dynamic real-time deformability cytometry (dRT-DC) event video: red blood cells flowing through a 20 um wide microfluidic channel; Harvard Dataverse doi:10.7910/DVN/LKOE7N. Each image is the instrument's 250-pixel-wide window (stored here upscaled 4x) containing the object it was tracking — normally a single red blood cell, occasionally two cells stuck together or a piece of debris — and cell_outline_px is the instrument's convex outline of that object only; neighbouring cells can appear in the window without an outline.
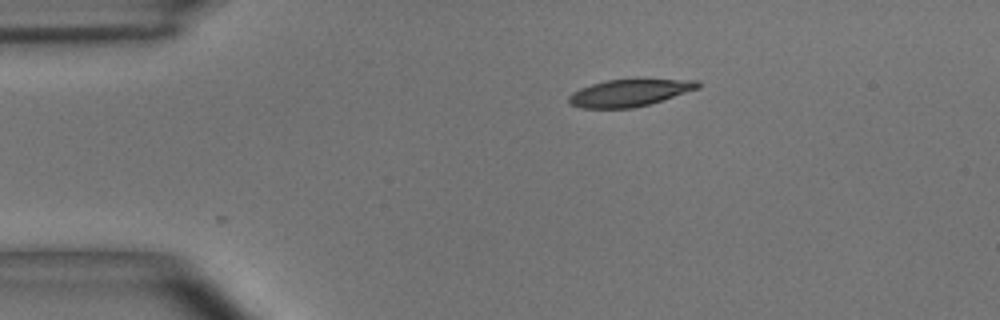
{"species": "common noctule bat (a hibernating species)", "species_latin": "Nyctalus noctula", "temperature_condition": "room temperature", "stored_images_in_passage": 23, "camera_frame_rate_fps": 3000, "um_per_image_px": 0.085, "animal": {"sex": "male", "body_mass_g": 15.6}, "frame": {"image": 1, "passage_image": 1, "time_ms": 0.0, "image_size_px": [1000, 320], "cell_outline_px": [[700, 88], [648, 104], [632, 108], [580, 108], [568, 104], [568, 96], [572, 92], [580, 88], [592, 84], [608, 80], [636, 76], [700, 80]], "centroid_in_image_um": [53.55, 7.83], "position_along_channel_um": 31.5, "area_um2": 21.39}}
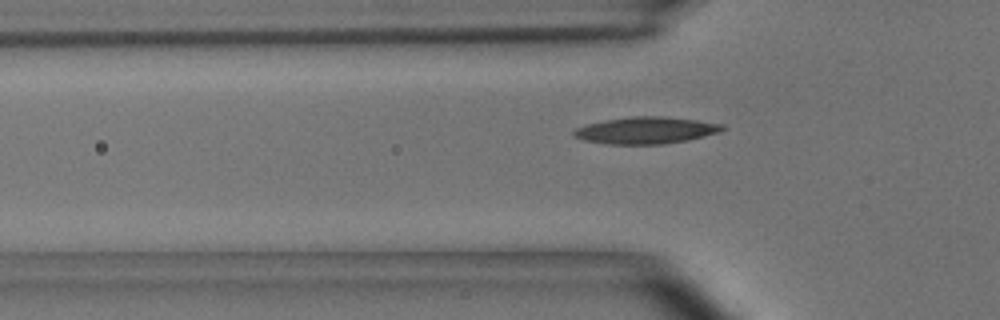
{"frame": {"image": 2, "passage_image": 8, "time_ms": 2.333, "image_size_px": [1000, 320], "cell_outline_px": [[724, 128], [720, 132], [688, 140], [664, 144], [608, 144], [584, 140], [572, 136], [572, 132], [576, 128], [588, 124], [604, 120], [632, 116], [664, 116], [696, 120], [724, 124]], "centroid_in_image_um": [54.9, 11.08], "position_along_channel_um": 70.9, "area_um2": 23.24}}
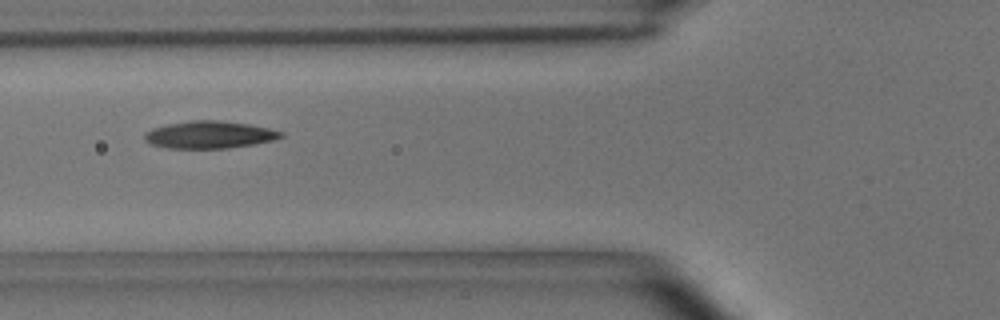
{"frame": {"image": 3, "passage_image": 11, "time_ms": 3.333, "image_size_px": [1000, 320], "cell_outline_px": [[284, 136], [276, 140], [228, 148], [168, 148], [152, 144], [144, 140], [144, 132], [152, 128], [168, 124], [192, 120], [216, 120], [248, 124], [268, 128], [284, 132]], "centroid_in_image_um": [17.8, 11.45], "position_along_channel_um": 108.0, "area_um2": 21.68}}